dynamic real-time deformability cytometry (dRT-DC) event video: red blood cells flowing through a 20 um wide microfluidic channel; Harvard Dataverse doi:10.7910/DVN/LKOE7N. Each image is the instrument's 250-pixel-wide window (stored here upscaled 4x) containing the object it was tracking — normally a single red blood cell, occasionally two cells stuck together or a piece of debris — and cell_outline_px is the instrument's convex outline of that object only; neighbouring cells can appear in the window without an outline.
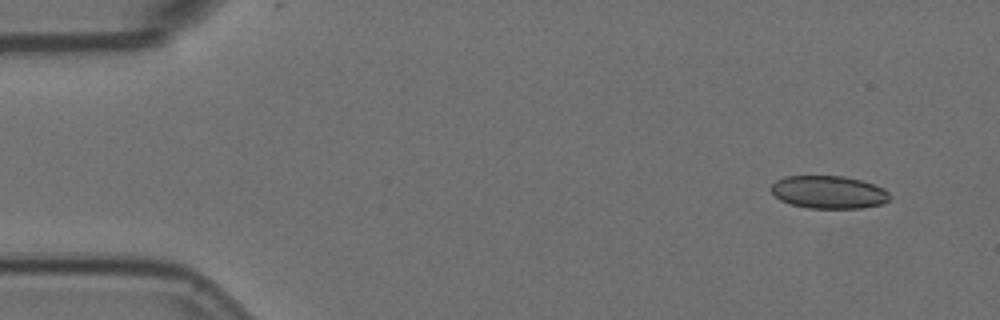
{"species": "Egyptian fruit bat (a non-hibernating species)", "species_latin": "Rousettus aegyptiacus", "temperature_condition": "room temperature", "stored_images_in_passage": 2, "camera_frame_rate_fps": 3000, "um_per_image_px": 0.085, "animal": {"sex": "female"}, "frame": {"image": 1, "passage_image": 2, "time_ms": 0.333, "image_size_px": [1000, 320], "cell_outline_px": [[892, 196], [884, 204], [860, 208], [808, 208], [792, 204], [780, 200], [772, 192], [772, 184], [776, 180], [784, 176], [844, 176], [860, 180], [884, 188]], "centroid_in_image_um": [70.46, 16.33], "position_along_channel_um": 14.5, "area_um2": 22.66}}